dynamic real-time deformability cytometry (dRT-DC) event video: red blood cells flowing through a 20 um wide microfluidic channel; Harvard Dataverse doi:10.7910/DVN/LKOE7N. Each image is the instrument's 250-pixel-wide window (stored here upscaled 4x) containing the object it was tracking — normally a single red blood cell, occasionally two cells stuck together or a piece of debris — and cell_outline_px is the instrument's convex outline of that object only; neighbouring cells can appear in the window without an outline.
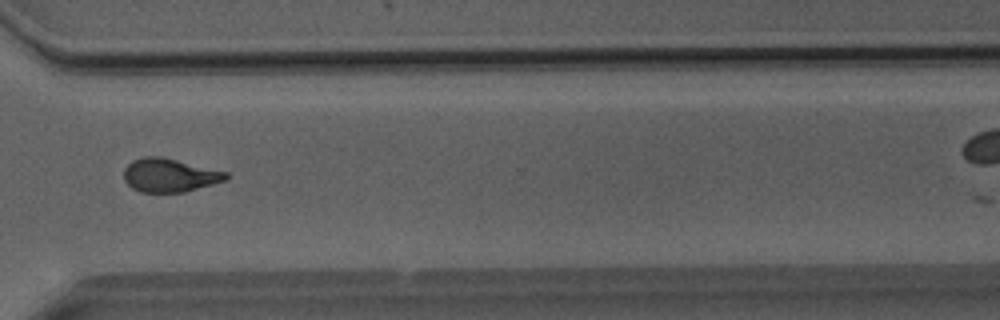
{"species": "Egyptian fruit bat (a non-hibernating species)", "species_latin": "Rousettus aegyptiacus", "temperature_condition": "room temperature", "stored_images_in_passage": 45, "camera_frame_rate_fps": 3000, "um_per_image_px": 0.085, "animal": {"sex": "male"}, "frame": {"image": 1, "passage_image": 38, "time_ms": 12.333, "image_size_px": [1000, 320], "cell_outline_px": [[228, 180], [184, 192], [140, 192], [132, 188], [124, 180], [124, 168], [132, 160], [144, 156], [164, 156], [228, 172]], "centroid_in_image_um": [14.42, 14.88], "position_along_channel_um": 356.2, "area_um2": 20.23}, "authors_computed_cell_mechanics": {"area_um2": 20.4034, "velocity_mm_per_s": 4.0621, "shape_relaxation_time_tau1_ms": 6.0569, "shape_relaxation_time_tau2_ms": 1.1751, "deformation_change_tau1": 0.1807, "deformation_change_tau2": 0.0799}}